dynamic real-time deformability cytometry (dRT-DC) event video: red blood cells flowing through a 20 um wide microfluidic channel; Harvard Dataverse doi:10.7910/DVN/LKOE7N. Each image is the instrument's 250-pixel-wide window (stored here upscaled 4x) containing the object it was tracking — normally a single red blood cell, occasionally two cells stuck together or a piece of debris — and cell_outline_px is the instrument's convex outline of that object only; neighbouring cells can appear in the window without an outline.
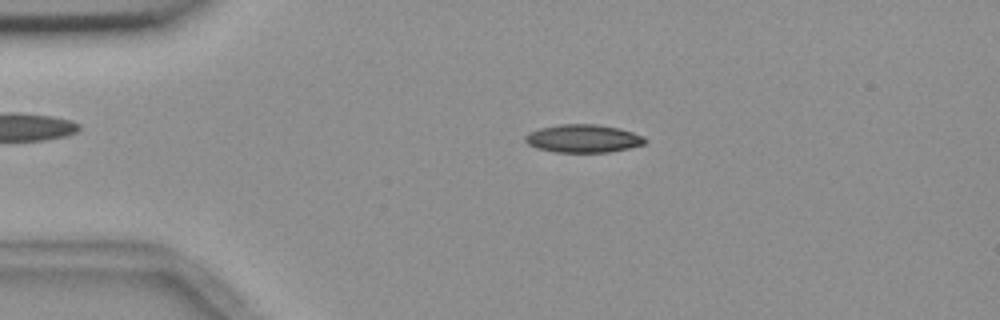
{"species": "common noctule bat (a hibernating species)", "species_latin": "Nyctalus noctula", "temperature_condition": "room temperature", "stored_images_in_passage": 55, "camera_frame_rate_fps": 3000, "um_per_image_px": 0.085, "animal": {"sex": "female", "body_mass_g": 18.4}, "frame": {"image": 1, "passage_image": 11, "time_ms": 3.333, "image_size_px": [1000, 320], "cell_outline_px": [[648, 140], [644, 144], [628, 148], [608, 152], [552, 152], [536, 148], [528, 144], [524, 140], [524, 136], [528, 132], [540, 128], [560, 124], [596, 124], [620, 128], [644, 136]], "centroid_in_image_um": [49.55, 11.77], "position_along_channel_um": 35.4, "area_um2": 19.71}}
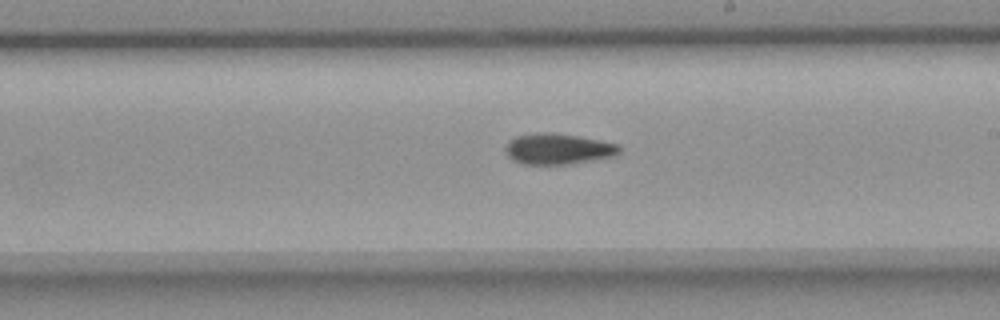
{"frame": {"image": 2, "passage_image": 31, "time_ms": 10.0, "image_size_px": [1000, 320], "cell_outline_px": [[620, 152], [612, 156], [572, 164], [524, 164], [512, 160], [504, 152], [504, 148], [516, 136], [544, 132], [552, 132], [576, 136], [620, 144]], "centroid_in_image_um": [47.42, 12.66], "position_along_channel_um": 241.6, "area_um2": 20.29}}
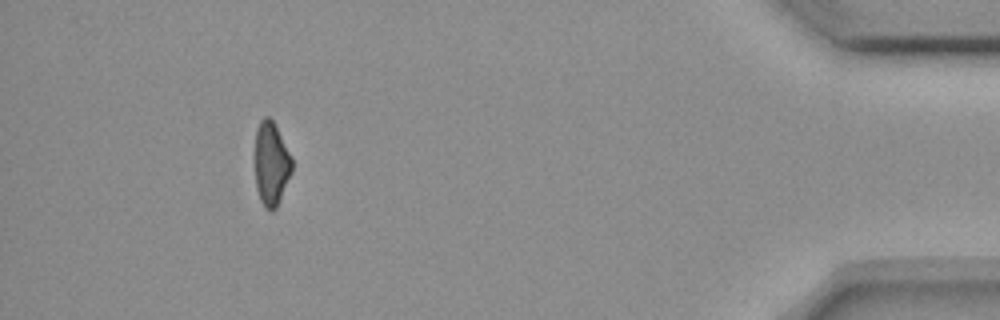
{"frame": {"image": 3, "passage_image": 50, "time_ms": 16.333, "image_size_px": [1000, 320], "cell_outline_px": [[292, 172], [276, 208], [272, 212], [264, 208], [260, 200], [256, 188], [252, 160], [256, 128], [260, 120], [264, 116], [268, 116], [272, 120], [292, 156]], "centroid_in_image_um": [23.0, 13.92], "position_along_channel_um": 412.2, "area_um2": 18.84}, "authors_computed_cell_mechanics": {"area_um2": 19.652, "velocity_mm_per_s": 3.6653, "shape_relaxation_time_tau1_ms": 7.3303, "shape_relaxation_time_tau2_ms": null, "deformation_change_tau1": 0.1612, "deformation_change_tau2": null}}